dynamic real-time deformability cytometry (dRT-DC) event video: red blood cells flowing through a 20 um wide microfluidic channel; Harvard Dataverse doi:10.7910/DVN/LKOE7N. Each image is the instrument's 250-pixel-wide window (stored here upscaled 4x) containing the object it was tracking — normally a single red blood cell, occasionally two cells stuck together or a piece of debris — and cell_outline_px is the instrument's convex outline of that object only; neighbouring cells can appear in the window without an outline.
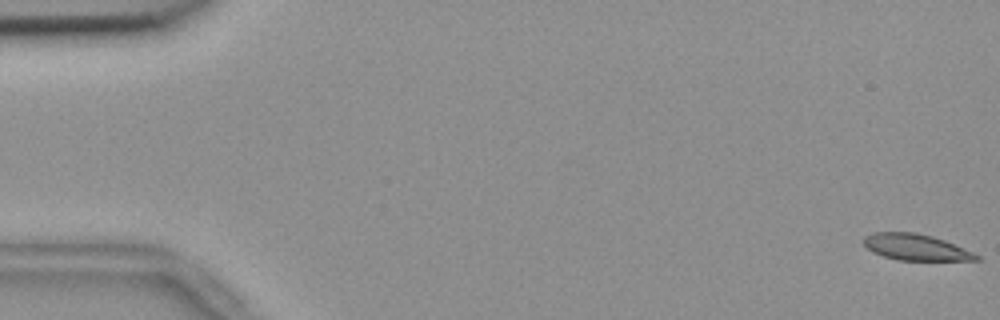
{"species": "common noctule bat (a hibernating species)", "species_latin": "Nyctalus noctula", "temperature_condition": "room temperature", "stored_images_in_passage": 56, "camera_frame_rate_fps": 3000, "um_per_image_px": 0.085, "animal": {"sex": "female", "body_mass_g": 18.4}, "frame": {"image": 1, "passage_image": 1, "time_ms": 0.0, "image_size_px": [1000, 320], "cell_outline_px": [[980, 260], [896, 260], [872, 252], [864, 244], [864, 236], [872, 232], [916, 232], [932, 236], [944, 240], [972, 252], [980, 256]], "centroid_in_image_um": [77.81, 21.01], "position_along_channel_um": 7.2, "area_um2": 17.11}}
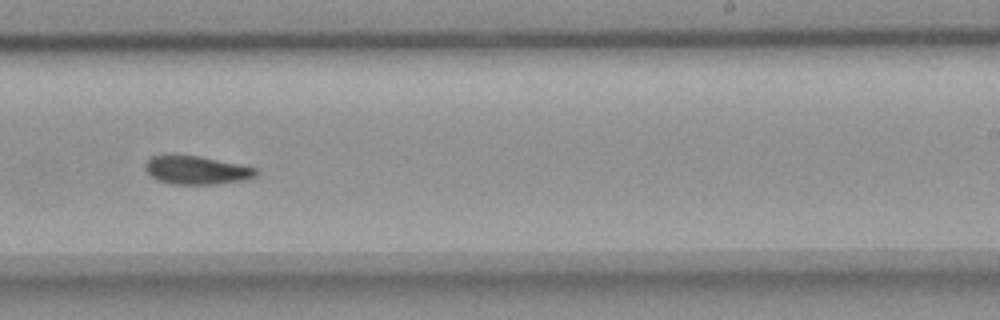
{"frame": {"image": 2, "passage_image": 35, "time_ms": 11.333, "image_size_px": [1000, 320], "cell_outline_px": [[260, 172], [256, 176], [244, 180], [216, 184], [172, 184], [156, 180], [144, 168], [144, 164], [152, 156], [200, 156], [240, 164], [256, 168]], "centroid_in_image_um": [16.74, 14.47], "position_along_channel_um": 272.3, "area_um2": 18.21}}
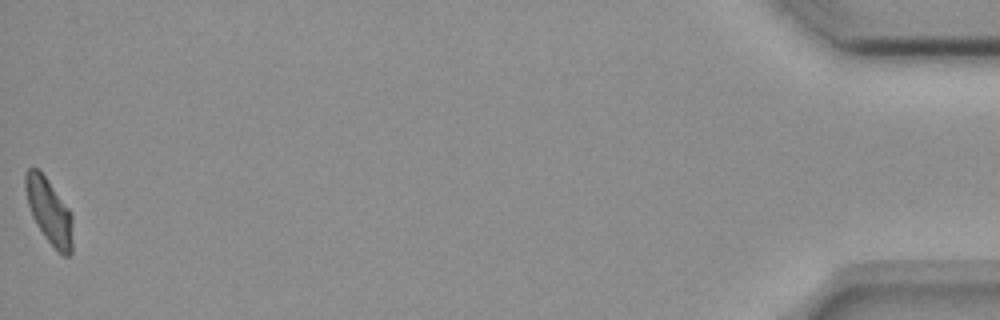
{"frame": {"image": 3, "passage_image": 56, "time_ms": 18.333, "image_size_px": [1000, 320], "cell_outline_px": [[72, 252], [68, 256], [64, 256], [44, 236], [36, 224], [32, 216], [28, 204], [24, 188], [24, 172], [28, 168], [36, 168], [44, 176], [68, 208], [72, 216]], "centroid_in_image_um": [4.15, 17.94], "position_along_channel_um": 431.0, "area_um2": 17.69}, "authors_computed_cell_mechanics": {"area_um2": 18.6983, "velocity_mm_per_s": 3.6595, "shape_relaxation_time_tau1_ms": 7.7149, "shape_relaxation_time_tau2_ms": 10.3362, "deformation_change_tau1": 0.1676, "deformation_change_tau2": 0.1495}}